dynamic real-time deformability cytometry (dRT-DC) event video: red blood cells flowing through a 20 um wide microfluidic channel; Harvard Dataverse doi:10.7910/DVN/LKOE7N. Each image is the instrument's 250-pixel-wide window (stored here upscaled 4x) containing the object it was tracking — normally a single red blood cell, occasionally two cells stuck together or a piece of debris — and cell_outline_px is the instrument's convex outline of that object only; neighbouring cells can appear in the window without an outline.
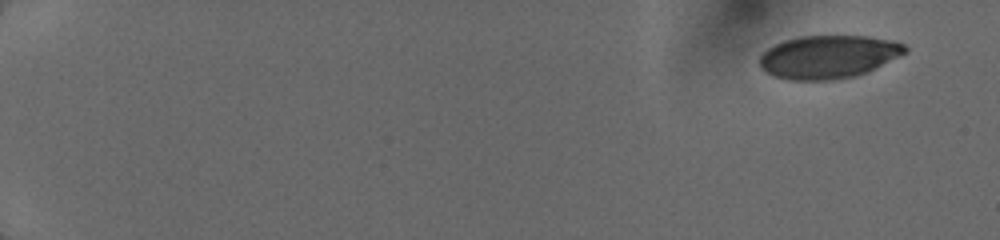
{"species": "human", "species_latin": "Homo sapiens", "temperature_condition": "cold", "stored_images_in_passage": 7, "camera_frame_rate_fps": 3000, "um_per_image_px": 0.085, "donor": {"sex": "female"}, "frame": {"image": 1, "passage_image": 1, "time_ms": 0.0, "image_size_px": [1000, 240], "cell_outline_px": [[908, 52], [868, 72], [856, 76], [836, 80], [788, 80], [772, 76], [764, 72], [760, 68], [760, 56], [768, 48], [784, 40], [800, 36], [868, 36], [892, 40], [904, 44], [908, 48]], "centroid_in_image_um": [70.42, 4.84], "position_along_channel_um": 14.6, "area_um2": 36.93}}
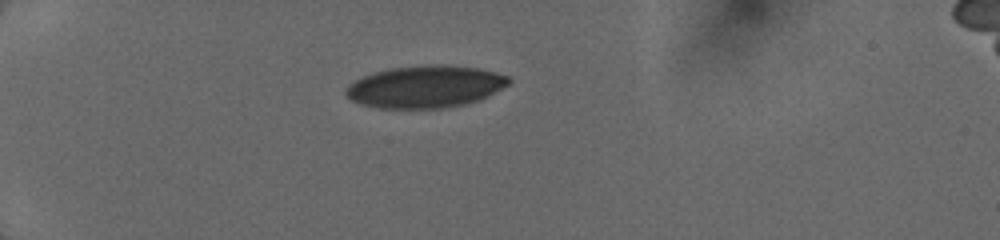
{"frame": {"image": 2, "passage_image": 5, "time_ms": 4.333, "image_size_px": [1000, 240], "cell_outline_px": [[512, 84], [480, 100], [464, 104], [440, 108], [376, 108], [352, 100], [344, 92], [344, 88], [348, 84], [372, 72], [388, 68], [428, 64], [444, 64], [476, 68], [496, 72], [508, 76], [512, 80]], "centroid_in_image_um": [36.18, 7.35], "position_along_channel_um": 48.8, "area_um2": 40.34}}